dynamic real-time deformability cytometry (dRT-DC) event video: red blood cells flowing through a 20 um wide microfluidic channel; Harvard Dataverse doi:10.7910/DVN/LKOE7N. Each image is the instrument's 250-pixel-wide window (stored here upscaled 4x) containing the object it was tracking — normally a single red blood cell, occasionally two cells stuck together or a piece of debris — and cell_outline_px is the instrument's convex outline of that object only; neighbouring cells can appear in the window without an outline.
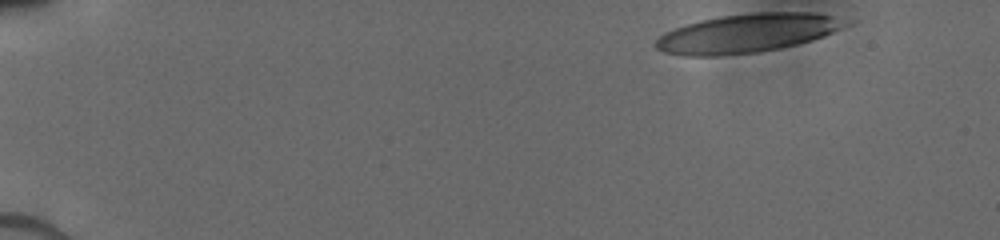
{"species": "human", "species_latin": "Homo sapiens", "temperature_condition": "cold", "stored_images_in_passage": 5, "camera_frame_rate_fps": 3000, "um_per_image_px": 0.085, "donor": {"sex": "male"}, "frame": {"image": 1, "passage_image": 1, "time_ms": 0.0, "image_size_px": [1000, 240], "cell_outline_px": [[856, 20], [852, 24], [824, 36], [812, 40], [780, 48], [756, 52], [716, 56], [684, 56], [664, 52], [656, 48], [652, 44], [664, 32], [700, 20], [720, 16], [756, 12], [816, 12]], "centroid_in_image_um": [63.59, 2.81], "position_along_channel_um": 21.4, "area_um2": 43.29}}